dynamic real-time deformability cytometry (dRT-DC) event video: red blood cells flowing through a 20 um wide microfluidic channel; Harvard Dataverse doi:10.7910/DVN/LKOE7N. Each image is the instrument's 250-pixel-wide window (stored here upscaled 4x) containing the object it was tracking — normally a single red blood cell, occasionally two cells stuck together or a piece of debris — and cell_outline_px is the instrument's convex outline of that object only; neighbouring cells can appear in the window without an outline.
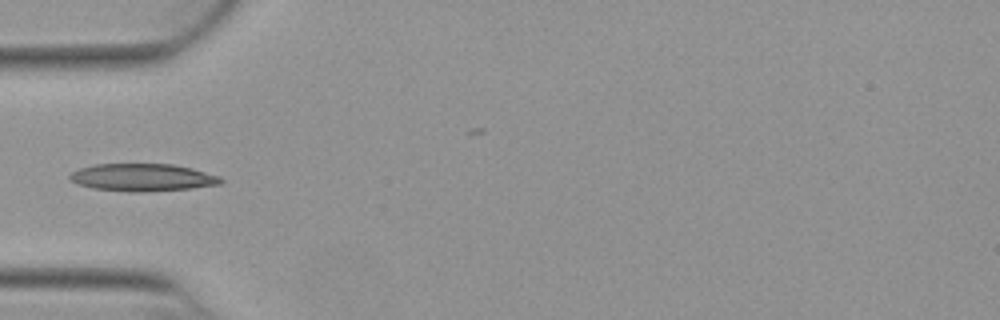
{"species": "Egyptian fruit bat (a non-hibernating species)", "species_latin": "Rousettus aegyptiacus", "temperature_condition": "warm", "stored_images_in_passage": 25, "camera_frame_rate_fps": 3000, "um_per_image_px": 0.085, "animal": {"sex": "female"}, "frame": {"image": 1, "passage_image": 1, "time_ms": 0.0, "image_size_px": [1000, 320], "cell_outline_px": [[224, 180], [220, 184], [192, 188], [140, 192], [128, 192], [92, 188], [76, 184], [68, 176], [72, 172], [80, 168], [92, 164], [172, 164], [192, 168], [220, 176]], "centroid_in_image_um": [12.11, 15.08], "position_along_channel_um": 72.9, "area_um2": 24.28}}
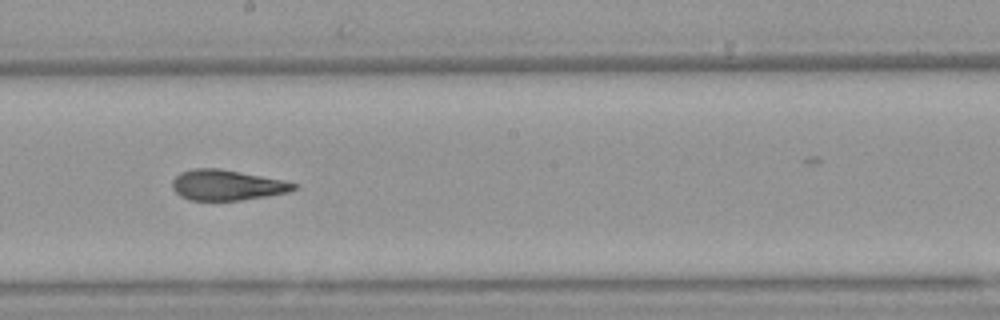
{"frame": {"image": 2, "passage_image": 13, "time_ms": 4.0, "image_size_px": [1000, 320], "cell_outline_px": [[296, 188], [288, 192], [268, 196], [240, 200], [188, 200], [180, 196], [172, 188], [172, 180], [180, 172], [192, 168], [220, 168], [280, 180], [296, 184]], "centroid_in_image_um": [19.22, 15.73], "position_along_channel_um": 229.0, "area_um2": 21.39}}
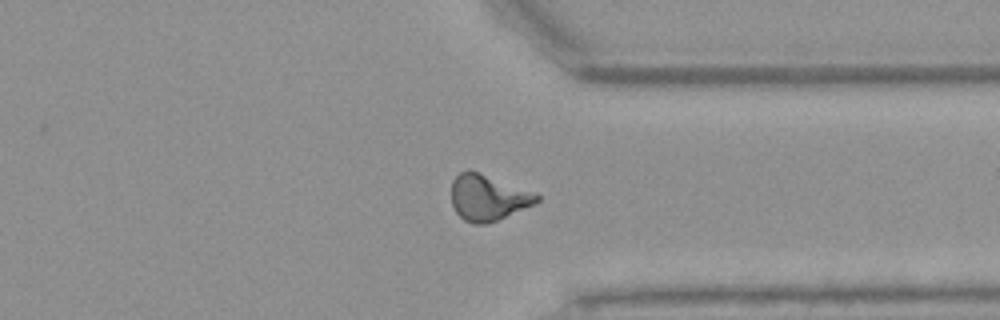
{"frame": {"image": 3, "passage_image": 24, "time_ms": 7.667, "image_size_px": [1000, 320], "cell_outline_px": [[540, 200], [532, 204], [488, 224], [472, 224], [464, 220], [456, 212], [452, 204], [452, 180], [460, 172], [468, 168], [540, 196]], "centroid_in_image_um": [41.39, 16.8], "position_along_channel_um": 370.0, "area_um2": 22.25}}